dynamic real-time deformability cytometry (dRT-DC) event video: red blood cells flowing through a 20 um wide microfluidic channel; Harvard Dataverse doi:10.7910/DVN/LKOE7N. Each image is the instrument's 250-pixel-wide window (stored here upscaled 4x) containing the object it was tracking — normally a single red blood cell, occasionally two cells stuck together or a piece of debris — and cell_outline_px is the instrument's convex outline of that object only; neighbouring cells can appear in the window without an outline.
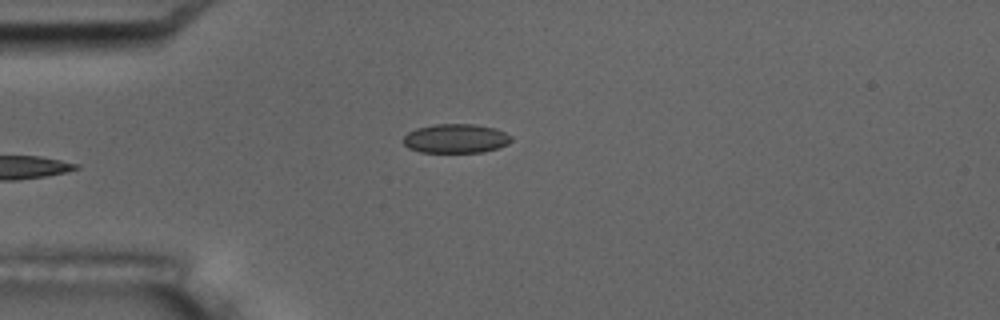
{"species": "common noctule bat (a hibernating species)", "species_latin": "Nyctalus noctula", "temperature_condition": "room temperature", "stored_images_in_passage": 6, "camera_frame_rate_fps": 3000, "um_per_image_px": 0.085, "animal": {"sex": "male", "body_mass_g": 17.5, "forearm_length_mm": 52.3}, "frame": {"image": 1, "passage_image": 6, "time_ms": 5.667, "image_size_px": [1000, 320], "cell_outline_px": [[512, 140], [508, 144], [484, 152], [420, 152], [408, 148], [404, 144], [404, 136], [408, 132], [416, 128], [432, 124], [472, 124], [496, 128], [512, 136]], "centroid_in_image_um": [38.74, 11.77], "position_along_channel_um": 46.3, "area_um2": 18.38}}